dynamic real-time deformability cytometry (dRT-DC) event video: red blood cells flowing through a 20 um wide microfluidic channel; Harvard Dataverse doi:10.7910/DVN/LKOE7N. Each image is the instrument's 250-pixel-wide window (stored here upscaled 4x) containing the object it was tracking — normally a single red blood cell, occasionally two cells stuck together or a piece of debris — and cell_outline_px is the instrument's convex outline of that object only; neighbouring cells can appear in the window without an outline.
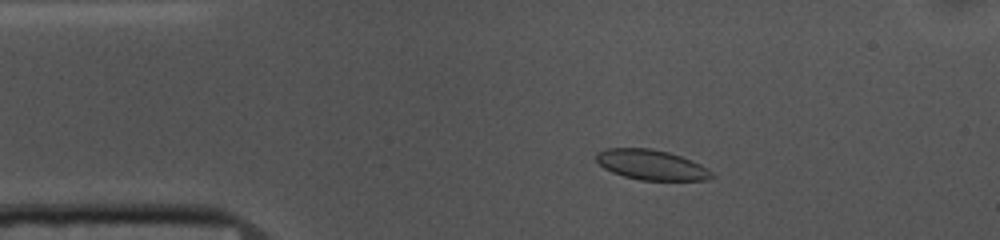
{"species": "common noctule bat (a hibernating species)", "species_latin": "Nyctalus noctula", "temperature_condition": "cold", "stored_images_in_passage": 52, "camera_frame_rate_fps": 3000, "um_per_image_px": 0.085, "animal": {"sex": "female", "body_mass_g": 10.0, "forearm_length_mm": 53.1}, "frame": {"image": 1, "passage_image": 8, "time_ms": 2.333, "image_size_px": [1000, 240], "cell_outline_px": [[716, 176], [708, 180], [640, 180], [624, 176], [612, 172], [604, 168], [596, 160], [596, 152], [604, 148], [652, 148], [668, 152], [692, 160], [708, 168]], "centroid_in_image_um": [55.38, 14.01], "position_along_channel_um": 29.6, "area_um2": 20.4}}
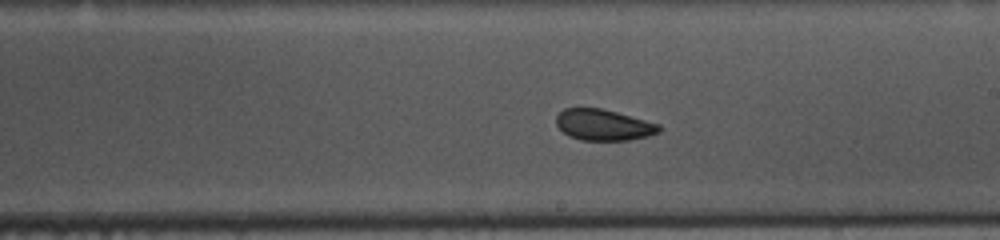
{"frame": {"image": 2, "passage_image": 28, "time_ms": 9.0, "image_size_px": [1000, 240], "cell_outline_px": [[660, 132], [648, 136], [628, 140], [580, 140], [568, 136], [556, 124], [556, 116], [564, 108], [600, 108], [616, 112], [660, 124]], "centroid_in_image_um": [51.29, 10.62], "position_along_channel_um": 237.7, "area_um2": 18.55}}
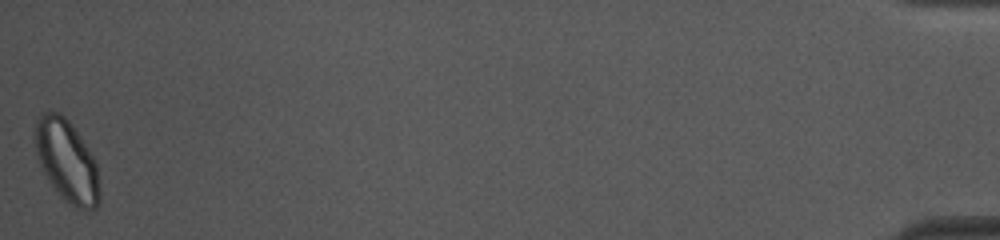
{"frame": {"image": 3, "passage_image": 52, "time_ms": 17.0, "image_size_px": [1000, 240], "cell_outline_px": [[100, 200], [96, 208], [92, 212], [88, 212], [76, 208], [64, 200], [60, 196], [48, 180], [40, 164], [36, 152], [32, 136], [36, 120], [40, 112], [60, 112], [68, 120], [80, 136], [88, 148], [96, 164], [100, 188]], "centroid_in_image_um": [5.67, 13.69], "position_along_channel_um": 429.5, "area_um2": 31.33}, "authors_computed_cell_mechanics": {"area_um2": 20.4034, "velocity_mm_per_s": 3.6795, "shape_relaxation_time_tau1_ms": 3.1731, "shape_relaxation_time_tau2_ms": 3.2366, "deformation_change_tau1": 0.0712, "deformation_change_tau2": 0.0483}}